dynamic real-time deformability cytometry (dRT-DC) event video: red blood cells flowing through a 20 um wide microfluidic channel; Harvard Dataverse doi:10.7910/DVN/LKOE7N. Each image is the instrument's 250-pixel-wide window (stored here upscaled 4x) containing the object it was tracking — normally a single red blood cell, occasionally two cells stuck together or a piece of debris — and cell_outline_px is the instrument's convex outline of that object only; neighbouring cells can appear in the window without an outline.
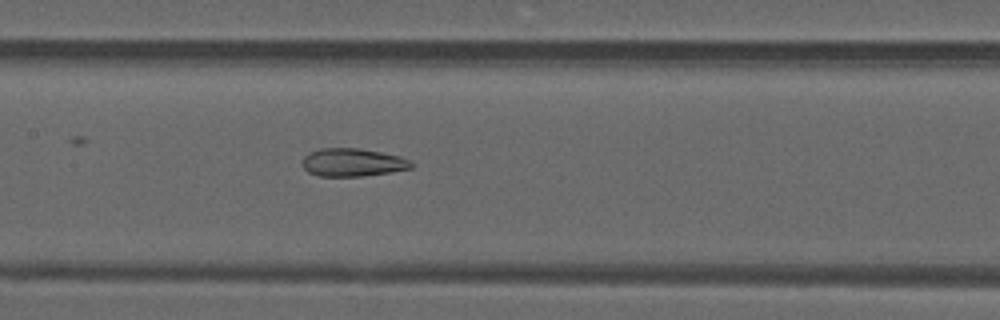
{"species": "common noctule bat (a hibernating species)", "species_latin": "Nyctalus noctula", "temperature_condition": "warm", "stored_images_in_passage": 36, "camera_frame_rate_fps": 3000, "um_per_image_px": 0.085, "animal": {"sex": "male", "forearm_length_mm": 52.5}, "frame": {"image": 1, "passage_image": 13, "time_ms": 4.0, "image_size_px": [1000, 320], "cell_outline_px": [[412, 168], [392, 172], [364, 176], [320, 176], [308, 172], [304, 168], [304, 156], [308, 152], [320, 148], [360, 148], [400, 156], [408, 160], [412, 164]], "centroid_in_image_um": [29.97, 13.8], "position_along_channel_um": 177.4, "area_um2": 17.74}}
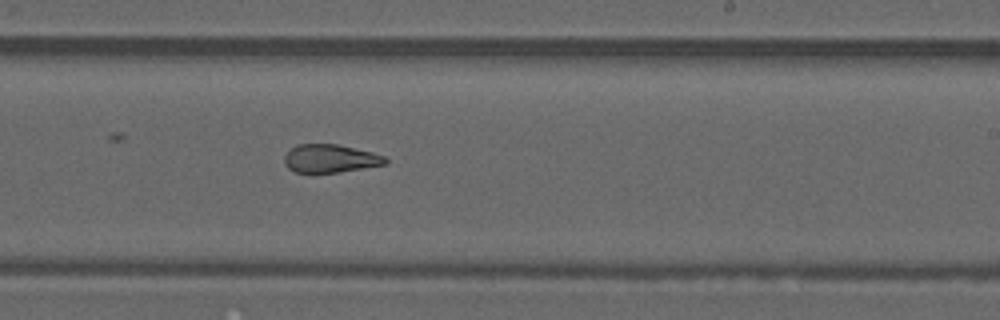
{"frame": {"image": 2, "passage_image": 19, "time_ms": 6.0, "image_size_px": [1000, 320], "cell_outline_px": [[388, 164], [336, 172], [296, 172], [288, 168], [284, 164], [284, 156], [296, 144], [336, 144], [372, 152], [384, 156], [388, 160]], "centroid_in_image_um": [28.07, 13.47], "position_along_channel_um": 260.9, "area_um2": 16.42}}
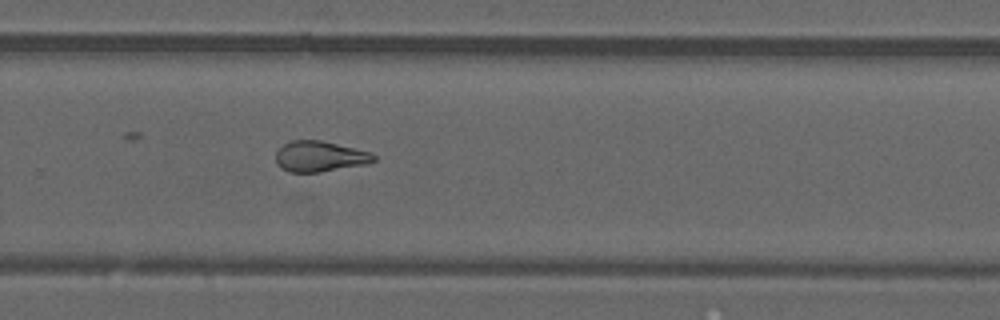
{"frame": {"image": 3, "passage_image": 22, "time_ms": 7.0, "image_size_px": [1000, 320], "cell_outline_px": [[376, 160], [368, 164], [320, 172], [288, 172], [280, 168], [276, 164], [276, 152], [284, 144], [292, 140], [320, 140], [368, 152], [376, 156]], "centroid_in_image_um": [27.15, 13.31], "position_along_channel_um": 302.7, "area_um2": 17.4}, "authors_computed_cell_mechanics": {"area_um2": 18.207, "velocity_mm_per_s": 4.2038, "shape_relaxation_time_tau1_ms": null, "shape_relaxation_time_tau2_ms": 2.1724, "deformation_change_tau1": null, "deformation_change_tau2": 0.1051}}